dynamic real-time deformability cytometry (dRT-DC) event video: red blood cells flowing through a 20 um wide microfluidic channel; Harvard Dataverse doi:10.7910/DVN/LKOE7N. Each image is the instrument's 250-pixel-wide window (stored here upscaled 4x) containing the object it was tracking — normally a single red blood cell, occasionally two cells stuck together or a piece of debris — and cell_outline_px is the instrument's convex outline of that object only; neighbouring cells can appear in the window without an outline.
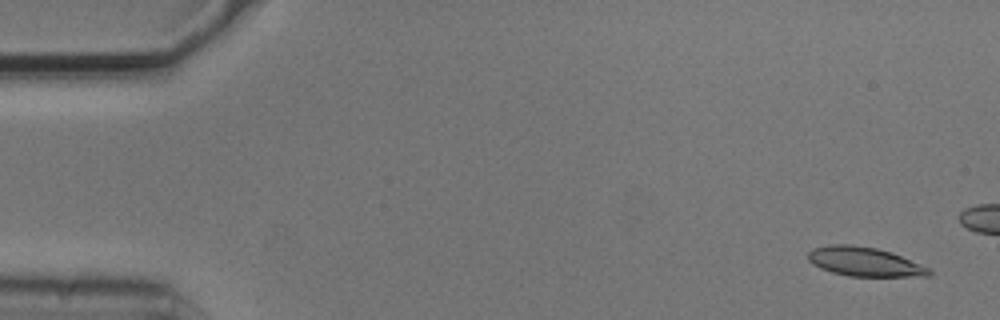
{"species": "common noctule bat (a hibernating species)", "species_latin": "Nyctalus noctula", "temperature_condition": "cold", "stored_images_in_passage": 17, "camera_frame_rate_fps": 3000, "um_per_image_px": 0.085, "animal": {"sex": "male", "body_mass_g": 20.5, "forearm_length_mm": 52.5}, "frame": {"image": 1, "passage_image": 3, "time_ms": 0.667, "image_size_px": [1000, 320], "cell_outline_px": [[932, 272], [928, 276], [848, 276], [832, 272], [820, 268], [812, 264], [808, 260], [808, 252], [812, 248], [832, 244], [852, 244], [876, 248], [892, 252], [932, 268]], "centroid_in_image_um": [73.5, 22.24], "position_along_channel_um": 11.5, "area_um2": 20.75}}